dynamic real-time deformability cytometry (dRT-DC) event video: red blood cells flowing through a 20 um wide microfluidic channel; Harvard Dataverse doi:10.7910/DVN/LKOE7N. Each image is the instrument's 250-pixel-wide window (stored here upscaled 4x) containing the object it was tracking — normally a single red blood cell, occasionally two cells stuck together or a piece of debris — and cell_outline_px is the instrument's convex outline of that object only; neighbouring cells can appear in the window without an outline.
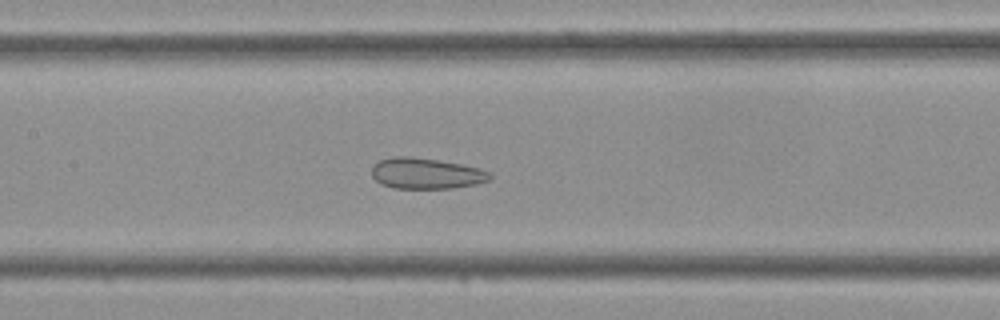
{"species": "Egyptian fruit bat (a non-hibernating species)", "species_latin": "Rousettus aegyptiacus", "temperature_condition": "cold", "stored_images_in_passage": 43, "camera_frame_rate_fps": 3000, "um_per_image_px": 0.085, "frame": {"image": 1, "passage_image": 20, "time_ms": 6.333, "image_size_px": [1000, 320], "cell_outline_px": [[492, 180], [476, 184], [452, 188], [392, 188], [380, 184], [372, 176], [372, 164], [380, 160], [392, 156], [404, 156], [436, 160], [460, 164], [480, 168], [492, 172]], "centroid_in_image_um": [36.23, 14.75], "position_along_channel_um": 171.2, "area_um2": 21.39}}
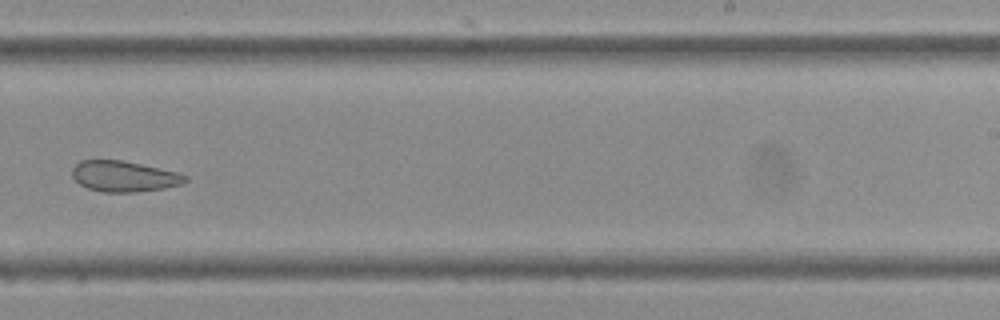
{"frame": {"image": 2, "passage_image": 27, "time_ms": 8.667, "image_size_px": [1000, 320], "cell_outline_px": [[188, 180], [184, 184], [164, 188], [136, 192], [100, 192], [88, 188], [80, 184], [72, 176], [72, 168], [80, 160], [124, 160], [176, 172], [188, 176]], "centroid_in_image_um": [10.55, 14.99], "position_along_channel_um": 278.5, "area_um2": 20.35}}
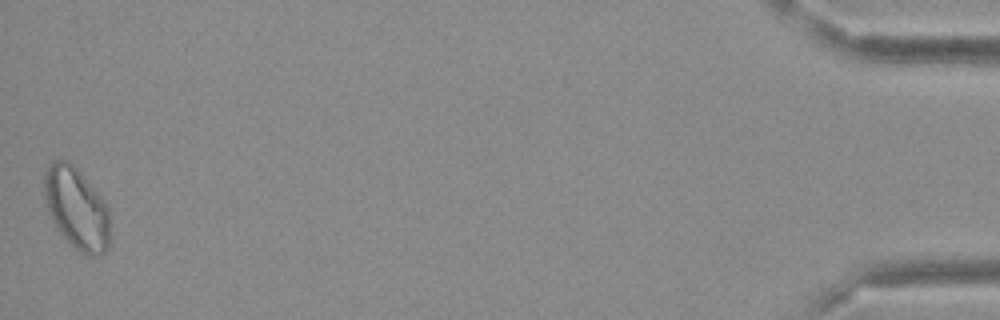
{"frame": {"image": 3, "passage_image": 43, "time_ms": 14.0, "image_size_px": [1000, 320], "cell_outline_px": [[108, 248], [100, 256], [88, 256], [80, 252], [56, 228], [48, 212], [44, 196], [44, 176], [48, 168], [56, 160], [68, 160], [80, 172], [100, 196], [108, 208]], "centroid_in_image_um": [6.49, 17.73], "position_along_channel_um": 428.7, "area_um2": 30.69}}